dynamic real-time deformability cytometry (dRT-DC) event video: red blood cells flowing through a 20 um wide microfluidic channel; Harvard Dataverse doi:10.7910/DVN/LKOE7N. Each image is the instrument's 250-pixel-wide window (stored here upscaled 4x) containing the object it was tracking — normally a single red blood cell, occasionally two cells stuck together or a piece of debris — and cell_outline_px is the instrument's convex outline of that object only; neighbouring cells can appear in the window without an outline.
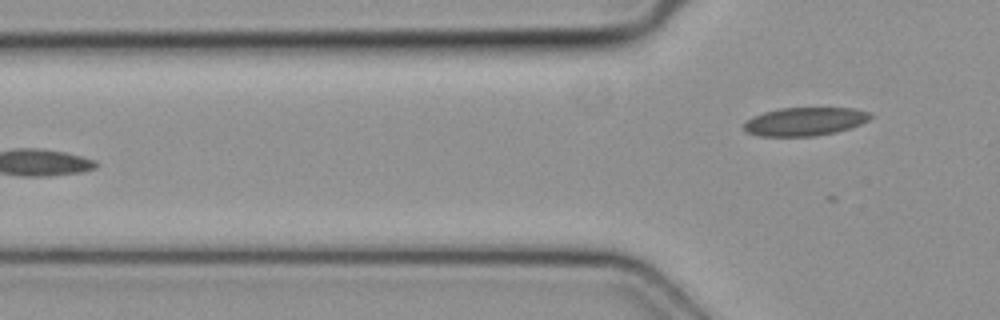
{"species": "common noctule bat (a hibernating species)", "species_latin": "Nyctalus noctula", "temperature_condition": "cold", "stored_images_in_passage": 4, "camera_frame_rate_fps": 3000, "um_per_image_px": 0.085, "animal": {"sex": "female", "body_mass_g": 19.3, "forearm_length_mm": 54.1}, "frame": {"image": 1, "passage_image": 4, "time_ms": 1.0, "image_size_px": [1000, 320], "cell_outline_px": [[872, 116], [868, 120], [852, 128], [836, 132], [816, 136], [760, 136], [748, 132], [744, 128], [744, 124], [752, 116], [764, 112], [780, 108], [852, 108], [868, 112]], "centroid_in_image_um": [68.42, 10.33], "position_along_channel_um": 57.4, "area_um2": 20.81}}